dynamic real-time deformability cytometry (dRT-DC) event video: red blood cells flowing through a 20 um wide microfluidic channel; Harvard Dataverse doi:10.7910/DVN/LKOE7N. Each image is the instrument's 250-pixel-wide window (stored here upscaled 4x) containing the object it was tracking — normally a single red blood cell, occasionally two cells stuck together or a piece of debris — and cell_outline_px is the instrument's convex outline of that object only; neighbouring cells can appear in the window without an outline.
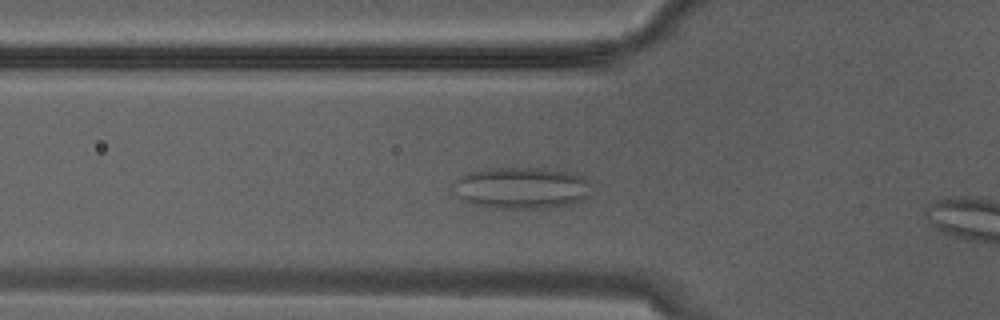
{"species": "Egyptian fruit bat (a non-hibernating species)", "species_latin": "Rousettus aegyptiacus", "temperature_condition": "warm", "stored_images_in_passage": 7, "camera_frame_rate_fps": 3000, "um_per_image_px": 0.085, "animal": {"sex": "male"}, "frame": {"image": 1, "passage_image": 6, "time_ms": 1.667, "image_size_px": [1000, 320], "cell_outline_px": [[592, 196], [568, 204], [548, 208], [504, 208], [476, 204], [460, 200], [452, 184], [460, 176], [468, 172], [488, 168], [540, 168], [580, 172], [592, 180]], "centroid_in_image_um": [44.44, 15.94], "position_along_channel_um": 81.4, "area_um2": 34.16}}